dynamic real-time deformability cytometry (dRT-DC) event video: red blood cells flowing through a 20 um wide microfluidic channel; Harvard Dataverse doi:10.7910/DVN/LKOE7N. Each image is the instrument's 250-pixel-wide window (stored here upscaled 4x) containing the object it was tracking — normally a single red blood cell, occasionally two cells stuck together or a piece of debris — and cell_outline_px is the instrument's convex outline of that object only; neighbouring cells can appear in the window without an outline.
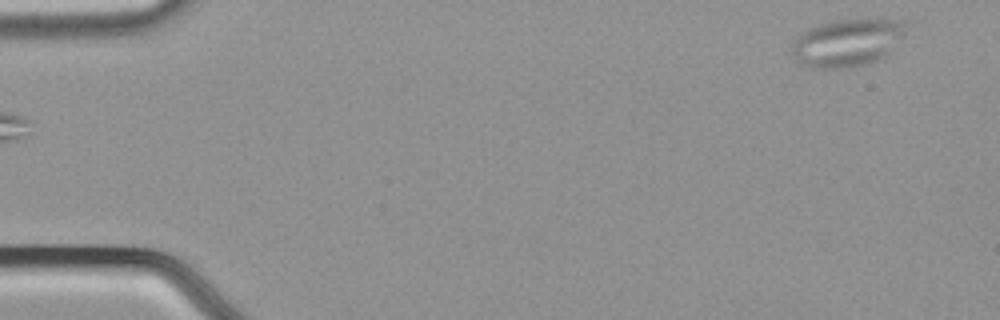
{"species": "common noctule bat (a hibernating species)", "species_latin": "Nyctalus noctula", "temperature_condition": "cold", "stored_images_in_passage": 52, "camera_frame_rate_fps": 3000, "um_per_image_px": 0.085, "animal": {"sex": "male", "body_mass_g": 21.5, "forearm_length_mm": 52.0}, "frame": {"image": 1, "passage_image": 1, "time_ms": 0.0, "image_size_px": [1000, 320], "cell_outline_px": [[912, 20], [904, 36], [888, 56], [880, 60], [868, 64], [848, 68], [808, 68], [800, 64], [792, 56], [792, 40], [800, 32], [808, 28], [832, 20], [868, 16]], "centroid_in_image_um": [72.12, 3.57], "position_along_channel_um": 12.9, "area_um2": 33.76}}
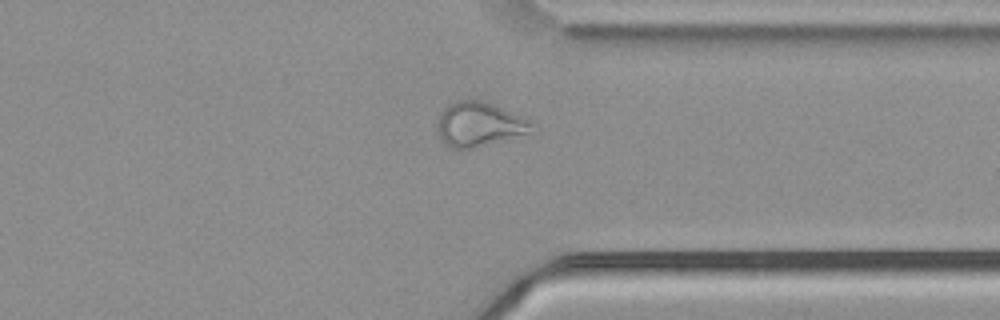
{"frame": {"image": 2, "passage_image": 40, "time_ms": 13.0, "image_size_px": [1000, 320], "cell_outline_px": [[536, 136], [472, 148], [452, 148], [444, 144], [440, 140], [436, 132], [436, 124], [440, 112], [448, 104], [456, 100], [484, 100], [524, 116], [536, 124]], "centroid_in_image_um": [40.87, 10.6], "position_along_channel_um": 370.5, "area_um2": 26.13}}
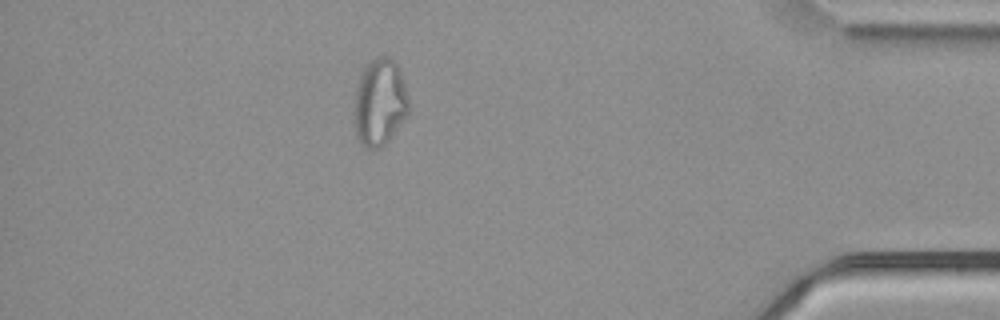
{"frame": {"image": 3, "passage_image": 46, "time_ms": 15.0, "image_size_px": [1000, 320], "cell_outline_px": [[408, 116], [388, 140], [380, 148], [368, 148], [360, 144], [356, 136], [356, 88], [360, 76], [364, 68], [376, 56], [388, 56], [400, 68], [404, 80], [408, 96]], "centroid_in_image_um": [32.31, 8.69], "position_along_channel_um": 402.9, "area_um2": 27.4}, "authors_computed_cell_mechanics": {"area_um2": 26.9348, "velocity_mm_per_s": 3.7445, "shape_relaxation_time_tau1_ms": null, "shape_relaxation_time_tau2_ms": 3.1384, "deformation_change_tau1": null, "deformation_change_tau2": 0.1052}}